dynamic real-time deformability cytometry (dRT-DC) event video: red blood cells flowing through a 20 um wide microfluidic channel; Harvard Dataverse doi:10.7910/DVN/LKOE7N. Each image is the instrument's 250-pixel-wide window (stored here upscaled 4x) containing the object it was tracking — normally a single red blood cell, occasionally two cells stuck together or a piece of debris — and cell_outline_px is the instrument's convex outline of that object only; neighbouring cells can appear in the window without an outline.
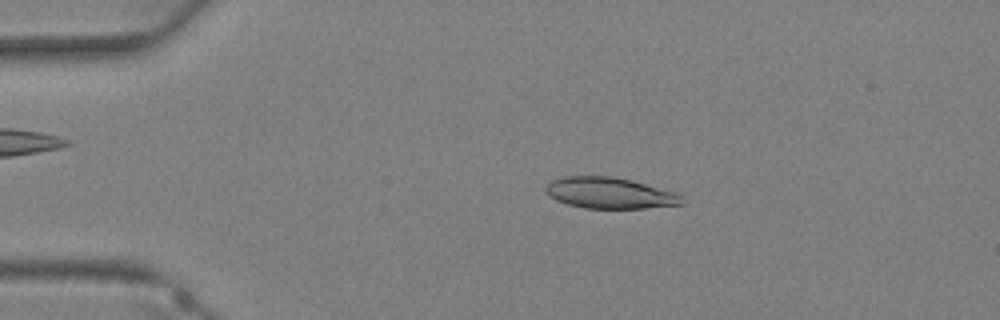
{"species": "Egyptian fruit bat (a non-hibernating species)", "species_latin": "Rousettus aegyptiacus", "temperature_condition": "warm", "stored_images_in_passage": 2, "camera_frame_rate_fps": 3000, "um_per_image_px": 0.085, "animal": {"sex": "female"}, "frame": {"image": 1, "passage_image": 1, "time_ms": 0.0, "image_size_px": [1000, 320], "cell_outline_px": [[684, 204], [644, 208], [584, 208], [568, 204], [556, 200], [548, 196], [544, 192], [544, 188], [552, 180], [564, 176], [612, 176], [632, 180], [676, 192], [680, 196]], "centroid_in_image_um": [51.79, 16.4], "position_along_channel_um": 33.2, "area_um2": 24.74}}